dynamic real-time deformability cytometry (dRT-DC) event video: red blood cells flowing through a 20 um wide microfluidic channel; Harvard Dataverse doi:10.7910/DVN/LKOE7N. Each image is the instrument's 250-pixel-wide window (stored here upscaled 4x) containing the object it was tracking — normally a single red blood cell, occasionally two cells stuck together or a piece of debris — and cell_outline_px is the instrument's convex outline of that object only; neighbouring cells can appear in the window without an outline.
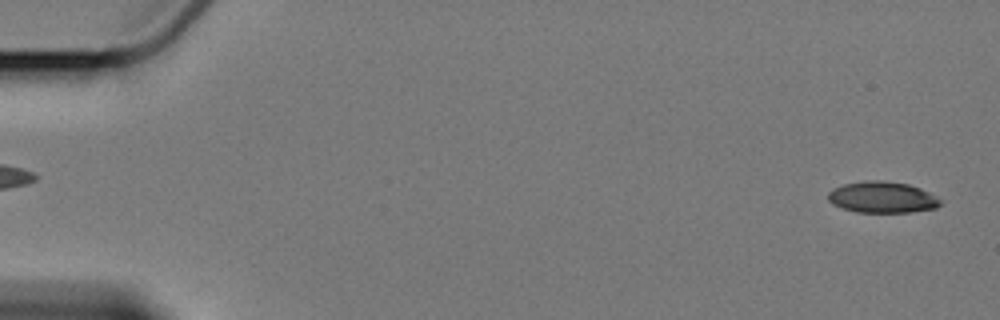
{"species": "Egyptian fruit bat (a non-hibernating species)", "species_latin": "Rousettus aegyptiacus", "temperature_condition": "cold", "stored_images_in_passage": 4, "camera_frame_rate_fps": 3000, "um_per_image_px": 0.085, "animal": {"sex": "female"}, "frame": {"image": 1, "passage_image": 1, "time_ms": 0.0, "image_size_px": [1000, 320], "cell_outline_px": [[940, 204], [936, 208], [912, 212], [856, 212], [832, 204], [828, 200], [828, 192], [832, 188], [844, 184], [868, 180], [880, 180], [908, 184], [920, 188], [936, 196], [940, 200]], "centroid_in_image_um": [74.97, 16.76], "position_along_channel_um": 10.0, "area_um2": 20.4}}